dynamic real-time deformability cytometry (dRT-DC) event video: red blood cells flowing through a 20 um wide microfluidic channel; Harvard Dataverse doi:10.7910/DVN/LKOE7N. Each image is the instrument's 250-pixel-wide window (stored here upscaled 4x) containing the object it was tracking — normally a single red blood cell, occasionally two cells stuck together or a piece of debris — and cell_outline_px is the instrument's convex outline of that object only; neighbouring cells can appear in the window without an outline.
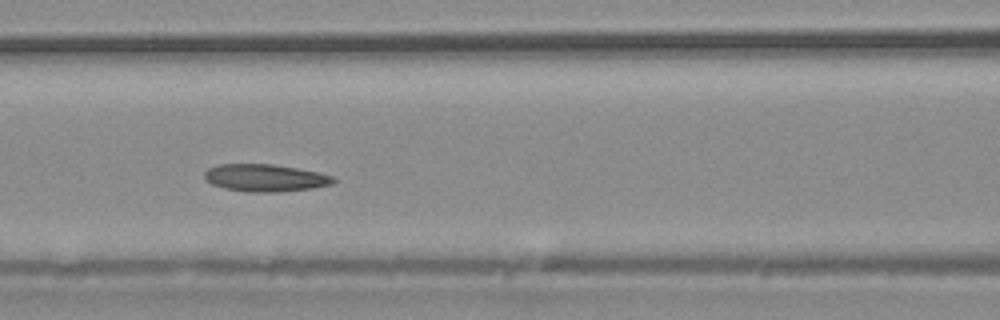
{"species": "common noctule bat (a hibernating species)", "species_latin": "Nyctalus noctula", "temperature_condition": "warm", "stored_images_in_passage": 30, "camera_frame_rate_fps": 3000, "um_per_image_px": 0.085, "animal": {"sex": "male", "body_mass_g": 20.4}, "frame": {"image": 1, "passage_image": 9, "time_ms": 2.667, "image_size_px": [1000, 320], "cell_outline_px": [[336, 180], [332, 184], [312, 188], [280, 192], [248, 192], [224, 188], [212, 184], [204, 176], [204, 172], [208, 168], [216, 164], [272, 164], [320, 172], [332, 176]], "centroid_in_image_um": [22.54, 15.11], "position_along_channel_um": 144.1, "area_um2": 20.58}}
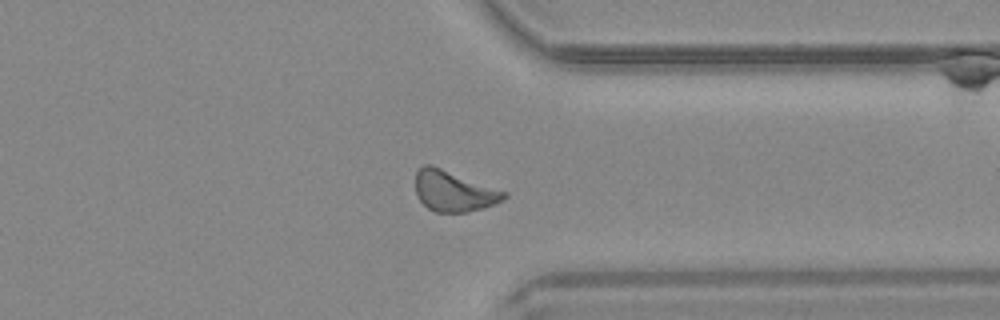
{"frame": {"image": 2, "passage_image": 22, "time_ms": 7.0, "image_size_px": [1000, 320], "cell_outline_px": [[508, 196], [484, 208], [468, 212], [436, 212], [428, 208], [420, 200], [416, 192], [416, 172], [424, 164], [432, 164], [508, 192]], "centroid_in_image_um": [38.57, 16.23], "position_along_channel_um": 372.8, "area_um2": 20.98}}